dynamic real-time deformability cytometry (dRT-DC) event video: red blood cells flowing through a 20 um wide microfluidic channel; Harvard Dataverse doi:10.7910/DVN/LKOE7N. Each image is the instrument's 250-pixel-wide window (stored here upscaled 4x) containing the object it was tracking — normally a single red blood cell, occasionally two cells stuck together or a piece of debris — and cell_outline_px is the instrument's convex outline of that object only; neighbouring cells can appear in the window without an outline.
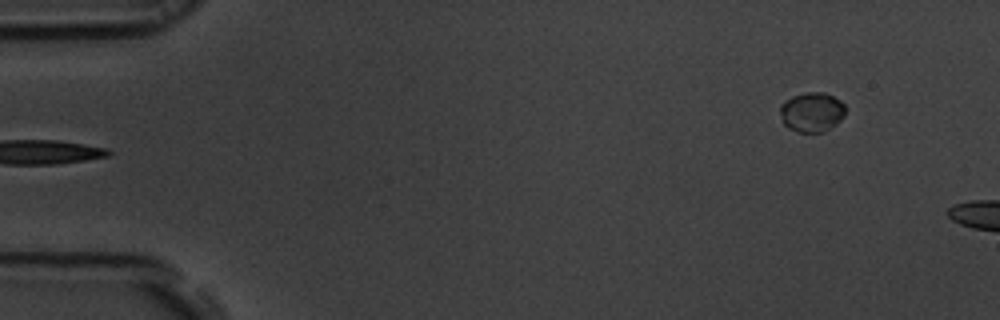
{"species": "common noctule bat (a hibernating species)", "species_latin": "Nyctalus noctula", "temperature_condition": "room temperature", "stored_images_in_passage": 9, "camera_frame_rate_fps": 3000, "um_per_image_px": 0.085, "animal": {"sex": "male", "body_mass_g": 19.5, "forearm_length_mm": 54.6}, "frame": {"image": 1, "passage_image": 1, "time_ms": 0.0, "image_size_px": [1000, 320], "cell_outline_px": [[844, 116], [836, 124], [824, 132], [796, 132], [788, 128], [784, 124], [780, 112], [780, 104], [784, 100], [792, 96], [808, 92], [824, 92], [840, 100], [844, 104]], "centroid_in_image_um": [68.99, 9.53], "position_along_channel_um": 16.0, "area_um2": 15.14}}